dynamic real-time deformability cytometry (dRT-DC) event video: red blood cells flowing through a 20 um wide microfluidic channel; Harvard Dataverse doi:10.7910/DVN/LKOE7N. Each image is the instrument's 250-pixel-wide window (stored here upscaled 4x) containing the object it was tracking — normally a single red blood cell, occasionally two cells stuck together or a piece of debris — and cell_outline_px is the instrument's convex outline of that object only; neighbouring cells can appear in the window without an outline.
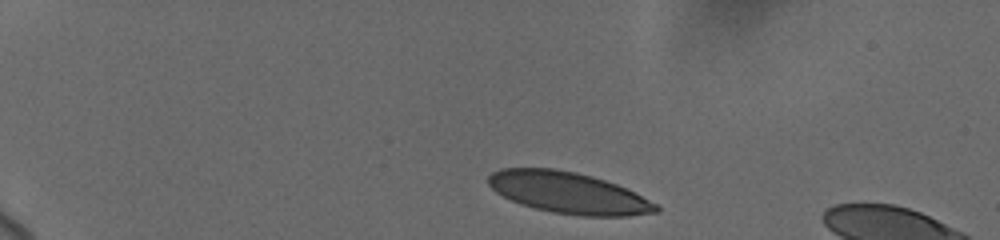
{"species": "human", "species_latin": "Homo sapiens", "temperature_condition": "cold", "stored_images_in_passage": 4, "camera_frame_rate_fps": 3000, "um_per_image_px": 0.085, "donor": {"sex": "female"}, "frame": {"image": 1, "passage_image": 1, "time_ms": 0.0, "image_size_px": [1000, 240], "cell_outline_px": [[660, 212], [628, 216], [580, 216], [552, 212], [520, 204], [496, 192], [488, 184], [488, 176], [492, 172], [500, 168], [556, 168], [576, 172], [592, 176], [616, 184], [656, 204], [660, 208]], "centroid_in_image_um": [48.29, 16.38], "position_along_channel_um": 36.7, "area_um2": 40.23}}